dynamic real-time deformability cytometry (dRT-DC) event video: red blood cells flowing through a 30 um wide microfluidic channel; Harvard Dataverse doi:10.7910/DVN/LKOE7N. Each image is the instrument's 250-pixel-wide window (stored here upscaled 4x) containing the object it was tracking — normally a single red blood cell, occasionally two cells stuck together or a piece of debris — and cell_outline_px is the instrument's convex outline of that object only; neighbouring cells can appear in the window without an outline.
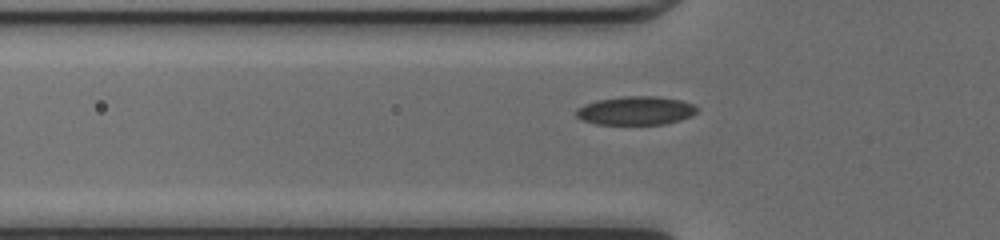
{"species": "common noctule bat (a hibernating species)", "species_latin": "Nyctalus noctula", "temperature_condition": "cold", "stored_images_in_passage": 31, "camera_frame_rate_fps": 3000, "um_per_image_px": 0.085, "animal": {"sex": "female", "body_mass_g": 17.0, "forearm_length_mm": 48.0}, "frame": {"image": 1, "passage_image": 2, "time_ms": 0.333, "image_size_px": [1000, 240], "cell_outline_px": [[700, 108], [692, 116], [680, 120], [664, 124], [596, 124], [584, 120], [576, 116], [576, 108], [584, 104], [596, 100], [624, 96], [656, 96], [680, 100], [696, 104]], "centroid_in_image_um": [54.07, 9.39], "position_along_channel_um": 71.7, "area_um2": 20.29}}
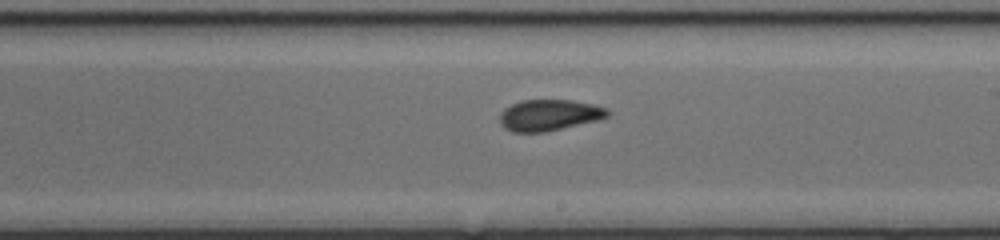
{"frame": {"image": 2, "passage_image": 14, "time_ms": 4.333, "image_size_px": [1000, 240], "cell_outline_px": [[612, 112], [608, 116], [600, 120], [544, 132], [512, 132], [504, 128], [500, 124], [500, 112], [504, 108], [512, 104], [524, 100], [572, 100], [592, 104], [608, 108]], "centroid_in_image_um": [46.7, 9.79], "position_along_channel_um": 242.3, "area_um2": 19.77}}
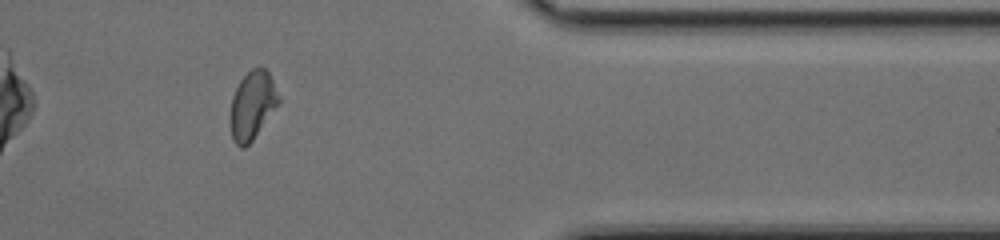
{"frame": {"image": 3, "passage_image": 26, "time_ms": 8.333, "image_size_px": [1000, 240], "cell_outline_px": [[280, 104], [252, 140], [244, 148], [240, 148], [232, 140], [228, 120], [228, 116], [232, 96], [240, 80], [252, 68], [264, 68], [268, 72], [280, 96]], "centroid_in_image_um": [21.42, 8.99], "position_along_channel_um": 390.0, "area_um2": 19.59}, "authors_computed_cell_mechanics": {"area_um2": 19.652, "velocity_mm_per_s": 4.2414, "shape_relaxation_time_tau1_ms": null, "shape_relaxation_time_tau2_ms": 2.1155, "deformation_change_tau1": null, "deformation_change_tau2": 0.0695}}